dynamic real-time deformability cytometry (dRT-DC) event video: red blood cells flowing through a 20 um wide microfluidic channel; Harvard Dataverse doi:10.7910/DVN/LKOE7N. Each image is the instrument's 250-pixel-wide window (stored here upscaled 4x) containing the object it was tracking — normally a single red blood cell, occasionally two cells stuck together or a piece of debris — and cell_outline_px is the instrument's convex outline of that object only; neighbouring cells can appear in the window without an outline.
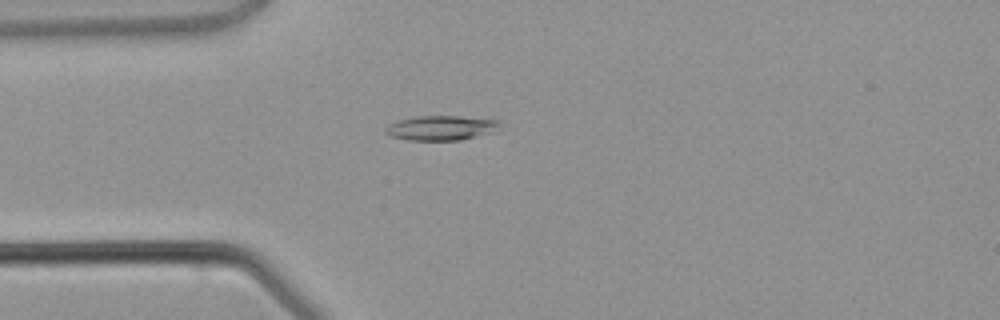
{"species": "common noctule bat (a hibernating species)", "species_latin": "Nyctalus noctula", "temperature_condition": "warm", "stored_images_in_passage": 3, "camera_frame_rate_fps": 3000, "um_per_image_px": 0.085, "animal": {"sex": "male", "body_mass_g": 21.5, "forearm_length_mm": 52.0}, "frame": {"image": 1, "passage_image": 3, "time_ms": 2.333, "image_size_px": [1000, 320], "cell_outline_px": [[500, 124], [496, 132], [460, 140], [408, 140], [392, 136], [384, 132], [384, 128], [388, 124], [400, 120], [416, 116], [460, 116], [500, 120]], "centroid_in_image_um": [37.52, 10.87], "position_along_channel_um": 47.5, "area_um2": 16.53}}